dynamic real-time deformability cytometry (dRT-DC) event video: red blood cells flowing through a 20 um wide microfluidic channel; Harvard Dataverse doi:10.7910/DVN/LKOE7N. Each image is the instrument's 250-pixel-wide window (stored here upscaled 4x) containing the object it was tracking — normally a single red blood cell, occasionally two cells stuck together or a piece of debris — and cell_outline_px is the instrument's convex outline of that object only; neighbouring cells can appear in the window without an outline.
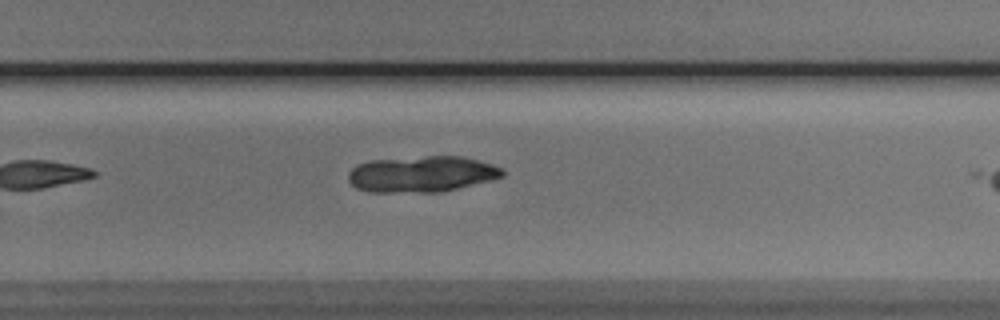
{"species": "Egyptian fruit bat (a non-hibernating species)", "species_latin": "Rousettus aegyptiacus", "temperature_condition": "cold", "stored_images_in_passage": 10, "camera_frame_rate_fps": 3000, "um_per_image_px": 0.085, "animal": {"sex": "male"}, "frame": {"image": 1, "passage_image": 9, "time_ms": 2.667, "image_size_px": [1000, 320], "cell_outline_px": [[504, 176], [440, 192], [368, 192], [356, 188], [348, 180], [348, 172], [356, 164], [368, 160], [428, 156], [460, 156], [492, 164], [500, 168], [504, 172]], "centroid_in_image_um": [35.77, 14.79], "position_along_channel_um": 294.0, "area_um2": 32.25}}